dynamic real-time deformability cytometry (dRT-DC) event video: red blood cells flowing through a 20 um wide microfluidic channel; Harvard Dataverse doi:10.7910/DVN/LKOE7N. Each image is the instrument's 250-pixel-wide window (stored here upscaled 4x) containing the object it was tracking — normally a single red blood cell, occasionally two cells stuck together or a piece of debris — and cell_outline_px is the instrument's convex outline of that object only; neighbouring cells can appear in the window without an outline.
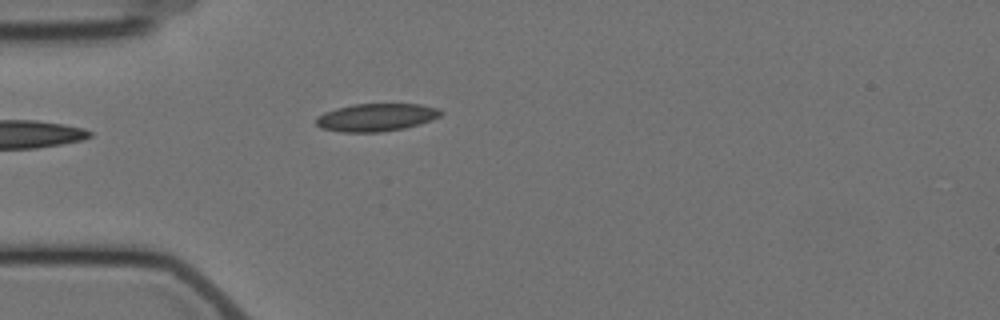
{"species": "Egyptian fruit bat (a non-hibernating species)", "species_latin": "Rousettus aegyptiacus", "temperature_condition": "cold", "stored_images_in_passage": 3, "camera_frame_rate_fps": 3000, "um_per_image_px": 0.085, "animal": {"sex": "female"}, "frame": {"image": 1, "passage_image": 3, "time_ms": 3.333, "image_size_px": [1000, 320], "cell_outline_px": [[444, 112], [440, 116], [432, 120], [420, 124], [404, 128], [380, 132], [340, 132], [320, 128], [316, 124], [316, 116], [324, 112], [336, 108], [352, 104], [420, 104], [440, 108]], "centroid_in_image_um": [31.98, 9.97], "position_along_channel_um": 53.0, "area_um2": 20.4}}